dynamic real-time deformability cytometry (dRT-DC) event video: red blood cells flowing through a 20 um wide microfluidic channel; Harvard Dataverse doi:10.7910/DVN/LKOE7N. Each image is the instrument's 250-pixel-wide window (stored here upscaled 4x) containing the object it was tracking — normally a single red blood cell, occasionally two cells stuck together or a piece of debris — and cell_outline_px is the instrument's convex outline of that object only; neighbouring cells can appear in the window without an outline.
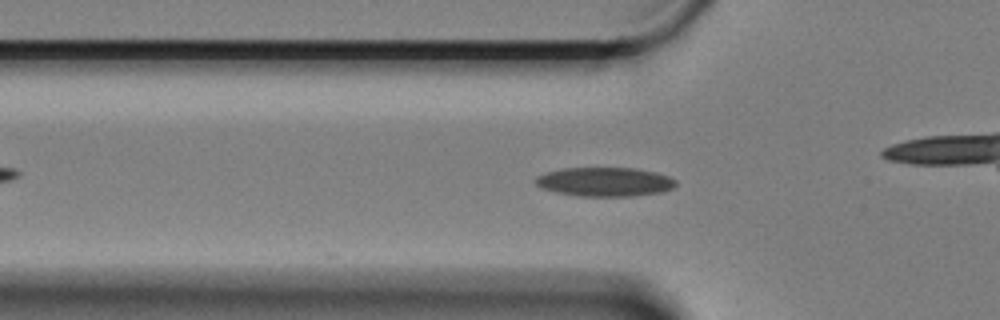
{"species": "Egyptian fruit bat (a non-hibernating species)", "species_latin": "Rousettus aegyptiacus", "temperature_condition": "cold", "stored_images_in_passage": 45, "camera_frame_rate_fps": 3000, "um_per_image_px": 0.085, "animal": {"sex": "female"}, "frame": {"image": 1, "passage_image": 3, "time_ms": 0.667, "image_size_px": [1000, 320], "cell_outline_px": [[676, 184], [672, 188], [660, 192], [632, 196], [576, 196], [556, 192], [540, 188], [536, 184], [536, 176], [560, 168], [636, 168], [656, 172], [668, 176], [676, 180]], "centroid_in_image_um": [51.39, 15.45], "position_along_channel_um": 74.4, "area_um2": 23.76}}
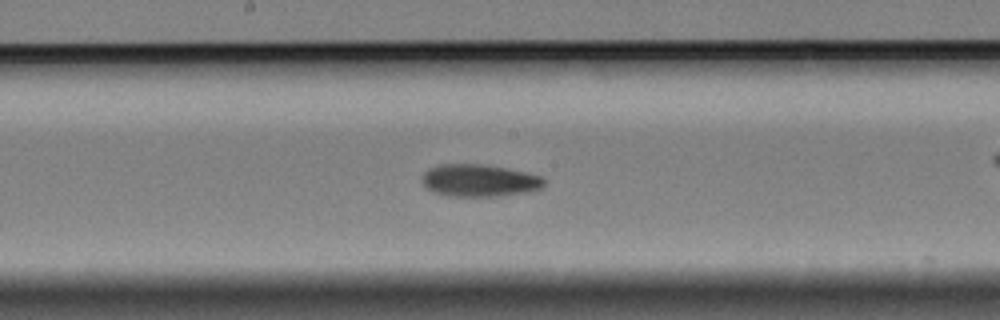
{"frame": {"image": 2, "passage_image": 15, "time_ms": 4.667, "image_size_px": [1000, 320], "cell_outline_px": [[544, 184], [540, 188], [528, 192], [492, 196], [448, 196], [432, 192], [420, 180], [424, 172], [428, 168], [440, 164], [480, 164], [504, 168], [524, 172], [540, 176], [544, 180]], "centroid_in_image_um": [40.67, 15.34], "position_along_channel_um": 207.5, "area_um2": 22.77}}
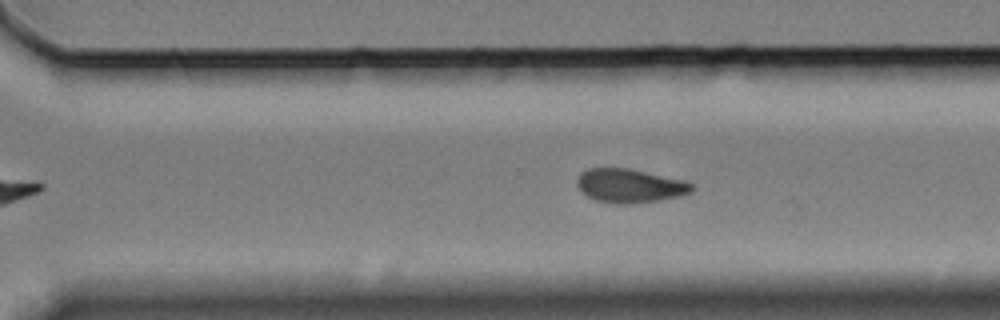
{"frame": {"image": 3, "passage_image": 25, "time_ms": 8.0, "image_size_px": [1000, 320], "cell_outline_px": [[696, 188], [692, 192], [680, 196], [660, 200], [636, 204], [616, 204], [596, 200], [580, 192], [576, 184], [576, 180], [588, 168], [628, 168], [684, 180], [692, 184]], "centroid_in_image_um": [53.55, 15.8], "position_along_channel_um": 317.0, "area_um2": 22.77}, "authors_computed_cell_mechanics": {"area_um2": 22.7732, "velocity_mm_per_s": 3.3067, "shape_relaxation_time_tau1_ms": null, "shape_relaxation_time_tau2_ms": 5.7391, "deformation_change_tau1": null, "deformation_change_tau2": 0.1175}}